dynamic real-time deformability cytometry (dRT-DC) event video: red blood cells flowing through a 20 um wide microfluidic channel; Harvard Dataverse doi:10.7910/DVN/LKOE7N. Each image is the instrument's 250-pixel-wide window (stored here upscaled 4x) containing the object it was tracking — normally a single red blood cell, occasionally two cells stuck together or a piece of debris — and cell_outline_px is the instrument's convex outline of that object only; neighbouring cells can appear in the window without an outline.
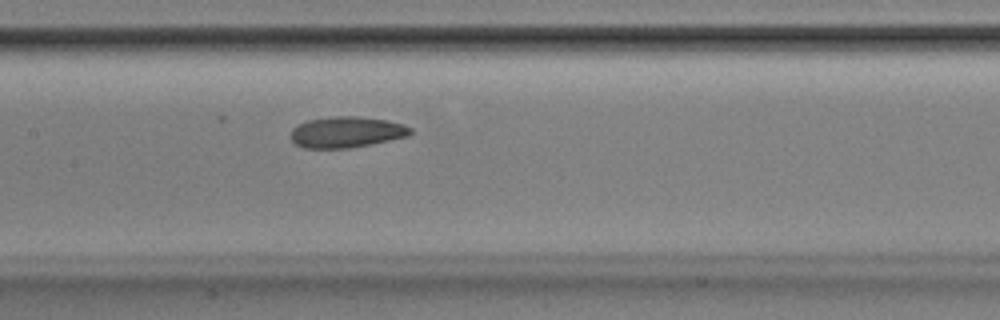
{"species": "Egyptian fruit bat (a non-hibernating species)", "species_latin": "Rousettus aegyptiacus", "temperature_condition": "room temperature", "stored_images_in_passage": 37, "camera_frame_rate_fps": 3000, "um_per_image_px": 0.085, "animal": {"sex": "male"}, "frame": {"image": 1, "passage_image": 10, "time_ms": 3.0, "image_size_px": [1000, 320], "cell_outline_px": [[412, 132], [408, 136], [348, 148], [304, 148], [296, 144], [292, 140], [292, 128], [296, 124], [308, 120], [332, 116], [356, 116], [388, 120], [404, 124], [412, 128]], "centroid_in_image_um": [29.44, 11.21], "position_along_channel_um": 178.0, "area_um2": 21.56}}
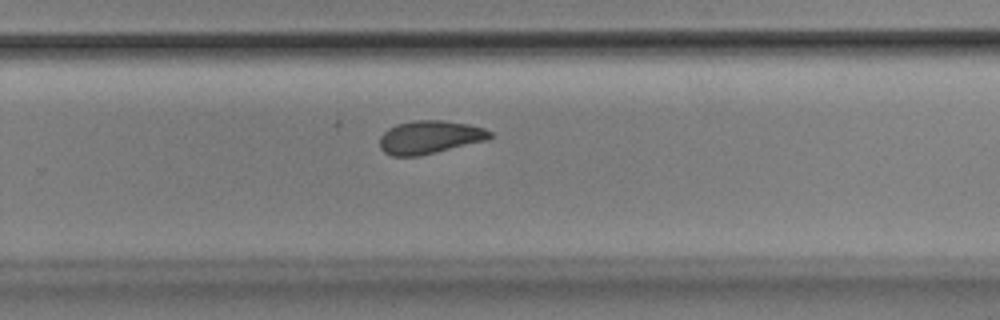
{"frame": {"image": 2, "passage_image": 19, "time_ms": 6.0, "image_size_px": [1000, 320], "cell_outline_px": [[492, 136], [488, 140], [420, 156], [392, 156], [384, 152], [380, 148], [380, 136], [388, 128], [396, 124], [412, 120], [444, 120], [468, 124], [484, 128], [492, 132]], "centroid_in_image_um": [36.52, 11.66], "position_along_channel_um": 293.3, "area_um2": 21.5}}
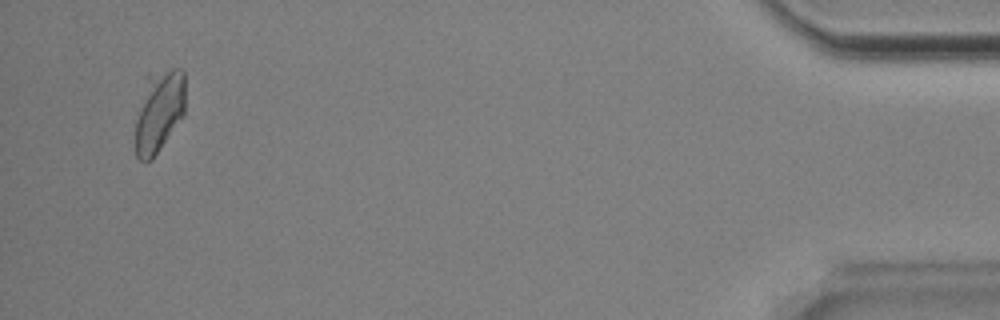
{"frame": {"image": 3, "passage_image": 35, "time_ms": 11.333, "image_size_px": [1000, 320], "cell_outline_px": [[184, 116], [152, 160], [144, 164], [136, 156], [136, 120], [148, 72], [172, 68], [180, 68], [184, 72]], "centroid_in_image_um": [13.53, 9.46], "position_along_channel_um": 421.7, "area_um2": 24.1}, "authors_computed_cell_mechanics": {"area_um2": 22.1374, "velocity_mm_per_s": 3.8671, "shape_relaxation_time_tau1_ms": 6.4284, "shape_relaxation_time_tau2_ms": 1.5489, "deformation_change_tau1": 0.1331, "deformation_change_tau2": 0.0611}}